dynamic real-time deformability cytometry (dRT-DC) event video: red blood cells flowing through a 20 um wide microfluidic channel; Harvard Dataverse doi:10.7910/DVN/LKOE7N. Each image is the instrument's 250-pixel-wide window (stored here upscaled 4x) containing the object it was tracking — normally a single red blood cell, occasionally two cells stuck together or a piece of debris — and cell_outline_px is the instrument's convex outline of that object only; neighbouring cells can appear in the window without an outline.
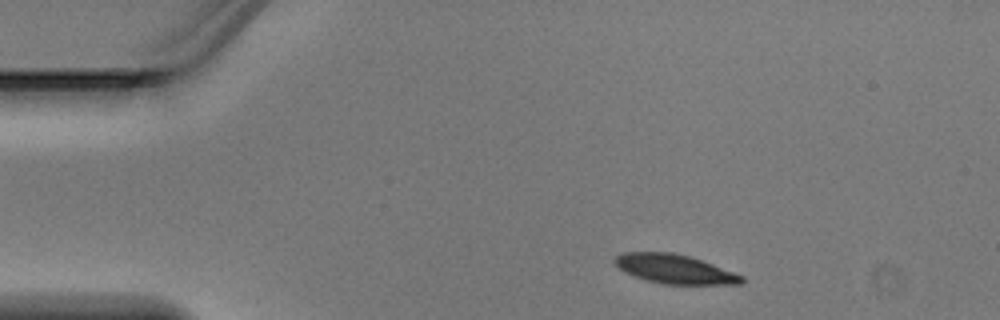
{"species": "Egyptian fruit bat (a non-hibernating species)", "species_latin": "Rousettus aegyptiacus", "temperature_condition": "warm", "stored_images_in_passage": 3, "camera_frame_rate_fps": 3000, "um_per_image_px": 0.085, "animal": {"sex": "male"}, "frame": {"image": 1, "passage_image": 1, "time_ms": 0.0, "image_size_px": [1000, 320], "cell_outline_px": [[744, 280], [740, 284], [664, 284], [648, 280], [624, 272], [612, 264], [612, 260], [616, 256], [624, 252], [672, 252], [688, 256], [712, 264], [744, 276]], "centroid_in_image_um": [57.29, 22.86], "position_along_channel_um": 27.7, "area_um2": 21.39}}
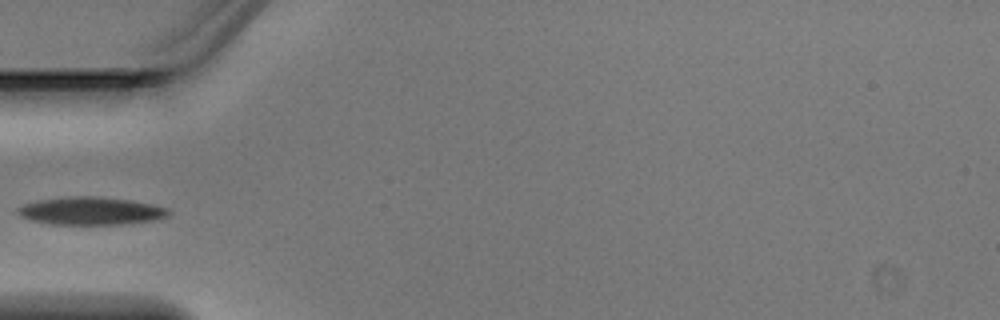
{"frame": {"image": 2, "passage_image": 3, "time_ms": 0.667, "image_size_px": [1000, 320], "cell_outline_px": [[172, 212], [168, 216], [152, 220], [124, 224], [48, 224], [32, 220], [20, 216], [16, 212], [16, 208], [24, 204], [36, 200], [68, 196], [100, 196], [132, 200], [152, 204], [168, 208]], "centroid_in_image_um": [7.71, 17.91], "position_along_channel_um": 77.3, "area_um2": 24.68}}